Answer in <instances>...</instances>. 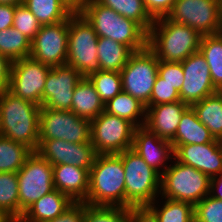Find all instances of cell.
Returning <instances> with one entry per match:
<instances>
[{"mask_svg":"<svg viewBox=\"0 0 222 222\" xmlns=\"http://www.w3.org/2000/svg\"><path fill=\"white\" fill-rule=\"evenodd\" d=\"M31 153L25 145L0 136V173H17Z\"/></svg>","mask_w":222,"mask_h":222,"instance_id":"cell-32","label":"cell"},{"mask_svg":"<svg viewBox=\"0 0 222 222\" xmlns=\"http://www.w3.org/2000/svg\"><path fill=\"white\" fill-rule=\"evenodd\" d=\"M84 202H74L60 216L46 222H84Z\"/></svg>","mask_w":222,"mask_h":222,"instance_id":"cell-42","label":"cell"},{"mask_svg":"<svg viewBox=\"0 0 222 222\" xmlns=\"http://www.w3.org/2000/svg\"><path fill=\"white\" fill-rule=\"evenodd\" d=\"M54 188L74 202H83L89 189V171L70 164L53 165Z\"/></svg>","mask_w":222,"mask_h":222,"instance_id":"cell-21","label":"cell"},{"mask_svg":"<svg viewBox=\"0 0 222 222\" xmlns=\"http://www.w3.org/2000/svg\"><path fill=\"white\" fill-rule=\"evenodd\" d=\"M12 61L0 53V92L8 89Z\"/></svg>","mask_w":222,"mask_h":222,"instance_id":"cell-44","label":"cell"},{"mask_svg":"<svg viewBox=\"0 0 222 222\" xmlns=\"http://www.w3.org/2000/svg\"><path fill=\"white\" fill-rule=\"evenodd\" d=\"M179 92L157 75L151 93L150 105H158L180 101Z\"/></svg>","mask_w":222,"mask_h":222,"instance_id":"cell-39","label":"cell"},{"mask_svg":"<svg viewBox=\"0 0 222 222\" xmlns=\"http://www.w3.org/2000/svg\"><path fill=\"white\" fill-rule=\"evenodd\" d=\"M97 3L115 10L118 14L138 23L147 33L154 24L143 0H95Z\"/></svg>","mask_w":222,"mask_h":222,"instance_id":"cell-31","label":"cell"},{"mask_svg":"<svg viewBox=\"0 0 222 222\" xmlns=\"http://www.w3.org/2000/svg\"><path fill=\"white\" fill-rule=\"evenodd\" d=\"M11 217L4 211L0 210V222H8Z\"/></svg>","mask_w":222,"mask_h":222,"instance_id":"cell-49","label":"cell"},{"mask_svg":"<svg viewBox=\"0 0 222 222\" xmlns=\"http://www.w3.org/2000/svg\"><path fill=\"white\" fill-rule=\"evenodd\" d=\"M190 105L180 101L150 105L146 108L144 126L159 138L172 141L183 113Z\"/></svg>","mask_w":222,"mask_h":222,"instance_id":"cell-20","label":"cell"},{"mask_svg":"<svg viewBox=\"0 0 222 222\" xmlns=\"http://www.w3.org/2000/svg\"><path fill=\"white\" fill-rule=\"evenodd\" d=\"M98 35L80 12L69 17L66 64L75 68L82 77L100 71L97 49Z\"/></svg>","mask_w":222,"mask_h":222,"instance_id":"cell-7","label":"cell"},{"mask_svg":"<svg viewBox=\"0 0 222 222\" xmlns=\"http://www.w3.org/2000/svg\"><path fill=\"white\" fill-rule=\"evenodd\" d=\"M166 17L194 28L201 37L222 32L220 0H176Z\"/></svg>","mask_w":222,"mask_h":222,"instance_id":"cell-12","label":"cell"},{"mask_svg":"<svg viewBox=\"0 0 222 222\" xmlns=\"http://www.w3.org/2000/svg\"><path fill=\"white\" fill-rule=\"evenodd\" d=\"M215 140L210 131L203 125L193 108L190 106L182 115L174 139L171 141L173 150L179 145L206 144Z\"/></svg>","mask_w":222,"mask_h":222,"instance_id":"cell-24","label":"cell"},{"mask_svg":"<svg viewBox=\"0 0 222 222\" xmlns=\"http://www.w3.org/2000/svg\"><path fill=\"white\" fill-rule=\"evenodd\" d=\"M97 55L102 71L120 72L133 51L126 45L111 38L98 37Z\"/></svg>","mask_w":222,"mask_h":222,"instance_id":"cell-27","label":"cell"},{"mask_svg":"<svg viewBox=\"0 0 222 222\" xmlns=\"http://www.w3.org/2000/svg\"><path fill=\"white\" fill-rule=\"evenodd\" d=\"M0 210L11 218L19 217V185L17 173H0Z\"/></svg>","mask_w":222,"mask_h":222,"instance_id":"cell-34","label":"cell"},{"mask_svg":"<svg viewBox=\"0 0 222 222\" xmlns=\"http://www.w3.org/2000/svg\"><path fill=\"white\" fill-rule=\"evenodd\" d=\"M69 18L40 27L31 41L30 57L50 67L66 64Z\"/></svg>","mask_w":222,"mask_h":222,"instance_id":"cell-14","label":"cell"},{"mask_svg":"<svg viewBox=\"0 0 222 222\" xmlns=\"http://www.w3.org/2000/svg\"><path fill=\"white\" fill-rule=\"evenodd\" d=\"M19 217L38 199L55 190L52 165L38 152H32L17 172Z\"/></svg>","mask_w":222,"mask_h":222,"instance_id":"cell-10","label":"cell"},{"mask_svg":"<svg viewBox=\"0 0 222 222\" xmlns=\"http://www.w3.org/2000/svg\"><path fill=\"white\" fill-rule=\"evenodd\" d=\"M118 155L125 173V207L150 205L160 196L161 175L132 148Z\"/></svg>","mask_w":222,"mask_h":222,"instance_id":"cell-5","label":"cell"},{"mask_svg":"<svg viewBox=\"0 0 222 222\" xmlns=\"http://www.w3.org/2000/svg\"><path fill=\"white\" fill-rule=\"evenodd\" d=\"M84 222H131V207L95 206L84 203Z\"/></svg>","mask_w":222,"mask_h":222,"instance_id":"cell-35","label":"cell"},{"mask_svg":"<svg viewBox=\"0 0 222 222\" xmlns=\"http://www.w3.org/2000/svg\"><path fill=\"white\" fill-rule=\"evenodd\" d=\"M191 107L213 137L222 141V91H217L202 101L193 103Z\"/></svg>","mask_w":222,"mask_h":222,"instance_id":"cell-25","label":"cell"},{"mask_svg":"<svg viewBox=\"0 0 222 222\" xmlns=\"http://www.w3.org/2000/svg\"><path fill=\"white\" fill-rule=\"evenodd\" d=\"M131 222H159L155 213L148 206H132Z\"/></svg>","mask_w":222,"mask_h":222,"instance_id":"cell-43","label":"cell"},{"mask_svg":"<svg viewBox=\"0 0 222 222\" xmlns=\"http://www.w3.org/2000/svg\"><path fill=\"white\" fill-rule=\"evenodd\" d=\"M8 222H28L23 217L10 218Z\"/></svg>","mask_w":222,"mask_h":222,"instance_id":"cell-50","label":"cell"},{"mask_svg":"<svg viewBox=\"0 0 222 222\" xmlns=\"http://www.w3.org/2000/svg\"><path fill=\"white\" fill-rule=\"evenodd\" d=\"M199 51L209 66L213 86L217 91H222V32L202 36Z\"/></svg>","mask_w":222,"mask_h":222,"instance_id":"cell-28","label":"cell"},{"mask_svg":"<svg viewBox=\"0 0 222 222\" xmlns=\"http://www.w3.org/2000/svg\"><path fill=\"white\" fill-rule=\"evenodd\" d=\"M73 12H80L87 0H61Z\"/></svg>","mask_w":222,"mask_h":222,"instance_id":"cell-47","label":"cell"},{"mask_svg":"<svg viewBox=\"0 0 222 222\" xmlns=\"http://www.w3.org/2000/svg\"><path fill=\"white\" fill-rule=\"evenodd\" d=\"M12 27L32 41L41 25L32 12L24 4H22L15 6Z\"/></svg>","mask_w":222,"mask_h":222,"instance_id":"cell-37","label":"cell"},{"mask_svg":"<svg viewBox=\"0 0 222 222\" xmlns=\"http://www.w3.org/2000/svg\"><path fill=\"white\" fill-rule=\"evenodd\" d=\"M161 175L160 198L191 203L195 206L209 195L210 177L180 163L175 158Z\"/></svg>","mask_w":222,"mask_h":222,"instance_id":"cell-6","label":"cell"},{"mask_svg":"<svg viewBox=\"0 0 222 222\" xmlns=\"http://www.w3.org/2000/svg\"><path fill=\"white\" fill-rule=\"evenodd\" d=\"M176 0H143L146 10L156 20L166 17L172 10Z\"/></svg>","mask_w":222,"mask_h":222,"instance_id":"cell-41","label":"cell"},{"mask_svg":"<svg viewBox=\"0 0 222 222\" xmlns=\"http://www.w3.org/2000/svg\"><path fill=\"white\" fill-rule=\"evenodd\" d=\"M146 105L139 99L121 91L113 99L104 104V111L124 118L136 127L144 126L146 118Z\"/></svg>","mask_w":222,"mask_h":222,"instance_id":"cell-26","label":"cell"},{"mask_svg":"<svg viewBox=\"0 0 222 222\" xmlns=\"http://www.w3.org/2000/svg\"><path fill=\"white\" fill-rule=\"evenodd\" d=\"M71 111L80 118L90 121L104 111V103L101 101L93 83L88 77H83L76 85Z\"/></svg>","mask_w":222,"mask_h":222,"instance_id":"cell-23","label":"cell"},{"mask_svg":"<svg viewBox=\"0 0 222 222\" xmlns=\"http://www.w3.org/2000/svg\"><path fill=\"white\" fill-rule=\"evenodd\" d=\"M80 13L93 26L98 37L111 38L133 52L148 46V33L138 23L95 0H87Z\"/></svg>","mask_w":222,"mask_h":222,"instance_id":"cell-4","label":"cell"},{"mask_svg":"<svg viewBox=\"0 0 222 222\" xmlns=\"http://www.w3.org/2000/svg\"><path fill=\"white\" fill-rule=\"evenodd\" d=\"M159 60L147 46L133 52L120 71L122 91L150 106L152 89L158 75Z\"/></svg>","mask_w":222,"mask_h":222,"instance_id":"cell-8","label":"cell"},{"mask_svg":"<svg viewBox=\"0 0 222 222\" xmlns=\"http://www.w3.org/2000/svg\"><path fill=\"white\" fill-rule=\"evenodd\" d=\"M73 203L68 195L55 189L33 203L22 217L28 222H46L60 216Z\"/></svg>","mask_w":222,"mask_h":222,"instance_id":"cell-22","label":"cell"},{"mask_svg":"<svg viewBox=\"0 0 222 222\" xmlns=\"http://www.w3.org/2000/svg\"><path fill=\"white\" fill-rule=\"evenodd\" d=\"M82 78L68 64L51 67L46 77L41 107L71 111L74 89Z\"/></svg>","mask_w":222,"mask_h":222,"instance_id":"cell-15","label":"cell"},{"mask_svg":"<svg viewBox=\"0 0 222 222\" xmlns=\"http://www.w3.org/2000/svg\"><path fill=\"white\" fill-rule=\"evenodd\" d=\"M201 35L184 24L161 17L154 21L148 33V47L159 61L183 62L199 51Z\"/></svg>","mask_w":222,"mask_h":222,"instance_id":"cell-3","label":"cell"},{"mask_svg":"<svg viewBox=\"0 0 222 222\" xmlns=\"http://www.w3.org/2000/svg\"><path fill=\"white\" fill-rule=\"evenodd\" d=\"M220 15H221V18H222V0H220Z\"/></svg>","mask_w":222,"mask_h":222,"instance_id":"cell-51","label":"cell"},{"mask_svg":"<svg viewBox=\"0 0 222 222\" xmlns=\"http://www.w3.org/2000/svg\"><path fill=\"white\" fill-rule=\"evenodd\" d=\"M24 0H0V4L18 6L22 5Z\"/></svg>","mask_w":222,"mask_h":222,"instance_id":"cell-48","label":"cell"},{"mask_svg":"<svg viewBox=\"0 0 222 222\" xmlns=\"http://www.w3.org/2000/svg\"><path fill=\"white\" fill-rule=\"evenodd\" d=\"M174 158L211 178L222 173V141L215 139L206 144L179 145L174 150Z\"/></svg>","mask_w":222,"mask_h":222,"instance_id":"cell-18","label":"cell"},{"mask_svg":"<svg viewBox=\"0 0 222 222\" xmlns=\"http://www.w3.org/2000/svg\"><path fill=\"white\" fill-rule=\"evenodd\" d=\"M156 199L148 207L155 213L159 222H194V206L188 202L162 198Z\"/></svg>","mask_w":222,"mask_h":222,"instance_id":"cell-30","label":"cell"},{"mask_svg":"<svg viewBox=\"0 0 222 222\" xmlns=\"http://www.w3.org/2000/svg\"><path fill=\"white\" fill-rule=\"evenodd\" d=\"M40 25H51L67 20L74 12L61 0H24L23 3Z\"/></svg>","mask_w":222,"mask_h":222,"instance_id":"cell-29","label":"cell"},{"mask_svg":"<svg viewBox=\"0 0 222 222\" xmlns=\"http://www.w3.org/2000/svg\"><path fill=\"white\" fill-rule=\"evenodd\" d=\"M209 196L222 200V173L210 179Z\"/></svg>","mask_w":222,"mask_h":222,"instance_id":"cell-46","label":"cell"},{"mask_svg":"<svg viewBox=\"0 0 222 222\" xmlns=\"http://www.w3.org/2000/svg\"><path fill=\"white\" fill-rule=\"evenodd\" d=\"M0 53L12 62L30 57L31 41L14 27L0 30Z\"/></svg>","mask_w":222,"mask_h":222,"instance_id":"cell-33","label":"cell"},{"mask_svg":"<svg viewBox=\"0 0 222 222\" xmlns=\"http://www.w3.org/2000/svg\"><path fill=\"white\" fill-rule=\"evenodd\" d=\"M132 149L160 175L169 167L168 162L174 158L172 143L159 138L145 126L136 127Z\"/></svg>","mask_w":222,"mask_h":222,"instance_id":"cell-19","label":"cell"},{"mask_svg":"<svg viewBox=\"0 0 222 222\" xmlns=\"http://www.w3.org/2000/svg\"><path fill=\"white\" fill-rule=\"evenodd\" d=\"M90 120L70 110L40 109L39 146L45 140L62 139L72 143H91Z\"/></svg>","mask_w":222,"mask_h":222,"instance_id":"cell-11","label":"cell"},{"mask_svg":"<svg viewBox=\"0 0 222 222\" xmlns=\"http://www.w3.org/2000/svg\"><path fill=\"white\" fill-rule=\"evenodd\" d=\"M194 222H222V200L205 196L194 206Z\"/></svg>","mask_w":222,"mask_h":222,"instance_id":"cell-38","label":"cell"},{"mask_svg":"<svg viewBox=\"0 0 222 222\" xmlns=\"http://www.w3.org/2000/svg\"><path fill=\"white\" fill-rule=\"evenodd\" d=\"M50 66L31 57L12 62L8 91L13 95L42 106V95Z\"/></svg>","mask_w":222,"mask_h":222,"instance_id":"cell-13","label":"cell"},{"mask_svg":"<svg viewBox=\"0 0 222 222\" xmlns=\"http://www.w3.org/2000/svg\"><path fill=\"white\" fill-rule=\"evenodd\" d=\"M182 63L184 83L179 92L182 102L192 105L217 92L209 66L200 51L189 55Z\"/></svg>","mask_w":222,"mask_h":222,"instance_id":"cell-16","label":"cell"},{"mask_svg":"<svg viewBox=\"0 0 222 222\" xmlns=\"http://www.w3.org/2000/svg\"><path fill=\"white\" fill-rule=\"evenodd\" d=\"M15 6L0 4V30L12 27Z\"/></svg>","mask_w":222,"mask_h":222,"instance_id":"cell-45","label":"cell"},{"mask_svg":"<svg viewBox=\"0 0 222 222\" xmlns=\"http://www.w3.org/2000/svg\"><path fill=\"white\" fill-rule=\"evenodd\" d=\"M90 142L97 154H118L132 148L136 126L118 116L101 112L90 121Z\"/></svg>","mask_w":222,"mask_h":222,"instance_id":"cell-9","label":"cell"},{"mask_svg":"<svg viewBox=\"0 0 222 222\" xmlns=\"http://www.w3.org/2000/svg\"><path fill=\"white\" fill-rule=\"evenodd\" d=\"M158 75L180 92L184 83L182 63L159 61Z\"/></svg>","mask_w":222,"mask_h":222,"instance_id":"cell-40","label":"cell"},{"mask_svg":"<svg viewBox=\"0 0 222 222\" xmlns=\"http://www.w3.org/2000/svg\"><path fill=\"white\" fill-rule=\"evenodd\" d=\"M83 202L125 207V173L118 154H97L89 170V189Z\"/></svg>","mask_w":222,"mask_h":222,"instance_id":"cell-2","label":"cell"},{"mask_svg":"<svg viewBox=\"0 0 222 222\" xmlns=\"http://www.w3.org/2000/svg\"><path fill=\"white\" fill-rule=\"evenodd\" d=\"M37 152L52 166L70 164L88 171L97 156L91 143H72L62 139L45 140Z\"/></svg>","mask_w":222,"mask_h":222,"instance_id":"cell-17","label":"cell"},{"mask_svg":"<svg viewBox=\"0 0 222 222\" xmlns=\"http://www.w3.org/2000/svg\"><path fill=\"white\" fill-rule=\"evenodd\" d=\"M101 101L106 104L122 91L121 75L116 71H98L89 77Z\"/></svg>","mask_w":222,"mask_h":222,"instance_id":"cell-36","label":"cell"},{"mask_svg":"<svg viewBox=\"0 0 222 222\" xmlns=\"http://www.w3.org/2000/svg\"><path fill=\"white\" fill-rule=\"evenodd\" d=\"M40 109L41 106L17 97L7 89L0 92V136L37 152Z\"/></svg>","mask_w":222,"mask_h":222,"instance_id":"cell-1","label":"cell"}]
</instances>
